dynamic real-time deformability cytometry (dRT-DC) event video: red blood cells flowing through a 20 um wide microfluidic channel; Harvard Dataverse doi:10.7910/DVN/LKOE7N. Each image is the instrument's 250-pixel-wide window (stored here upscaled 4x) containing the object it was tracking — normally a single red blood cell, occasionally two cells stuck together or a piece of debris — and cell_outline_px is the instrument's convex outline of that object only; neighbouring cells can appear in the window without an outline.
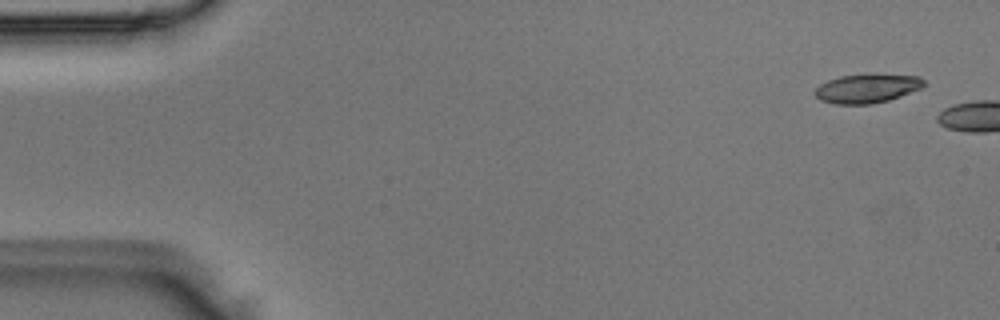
{"species": "Egyptian fruit bat (a non-hibernating species)", "species_latin": "Rousettus aegyptiacus", "temperature_condition": "room temperature", "stored_images_in_passage": 6, "camera_frame_rate_fps": 3000, "um_per_image_px": 0.085, "animal": {"sex": "male"}, "frame": {"image": 1, "passage_image": 3, "time_ms": 0.667, "image_size_px": [1000, 320], "cell_outline_px": [[924, 84], [920, 88], [900, 96], [888, 100], [872, 104], [836, 104], [820, 100], [812, 92], [820, 84], [828, 80], [840, 76], [872, 72], [920, 76], [924, 80]], "centroid_in_image_um": [73.69, 7.48], "position_along_channel_um": 11.3, "area_um2": 18.84}}